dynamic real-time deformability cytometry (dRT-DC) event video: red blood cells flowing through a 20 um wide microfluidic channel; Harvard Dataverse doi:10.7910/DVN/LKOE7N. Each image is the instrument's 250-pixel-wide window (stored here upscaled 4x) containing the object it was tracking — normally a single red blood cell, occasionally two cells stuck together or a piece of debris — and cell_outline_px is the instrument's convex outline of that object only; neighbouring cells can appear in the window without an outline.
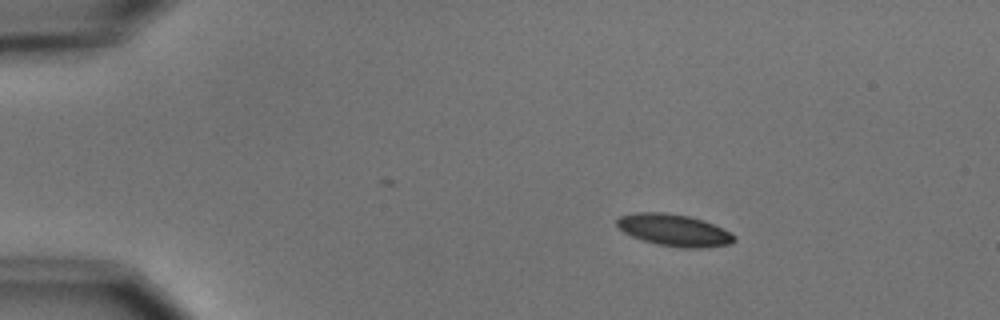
{"species": "common noctule bat (a hibernating species)", "species_latin": "Nyctalus noctula", "temperature_condition": "cold", "stored_images_in_passage": 4, "camera_frame_rate_fps": 3000, "um_per_image_px": 0.085, "animal": {"sex": "male", "body_mass_g": 15.6}, "frame": {"image": 1, "passage_image": 2, "time_ms": 1.333, "image_size_px": [1000, 320], "cell_outline_px": [[736, 240], [728, 244], [700, 248], [684, 248], [660, 244], [644, 240], [632, 236], [624, 232], [616, 224], [616, 220], [620, 216], [636, 212], [664, 212], [688, 216], [704, 220], [736, 236]], "centroid_in_image_um": [57.28, 19.55], "position_along_channel_um": 27.7, "area_um2": 21.44}}